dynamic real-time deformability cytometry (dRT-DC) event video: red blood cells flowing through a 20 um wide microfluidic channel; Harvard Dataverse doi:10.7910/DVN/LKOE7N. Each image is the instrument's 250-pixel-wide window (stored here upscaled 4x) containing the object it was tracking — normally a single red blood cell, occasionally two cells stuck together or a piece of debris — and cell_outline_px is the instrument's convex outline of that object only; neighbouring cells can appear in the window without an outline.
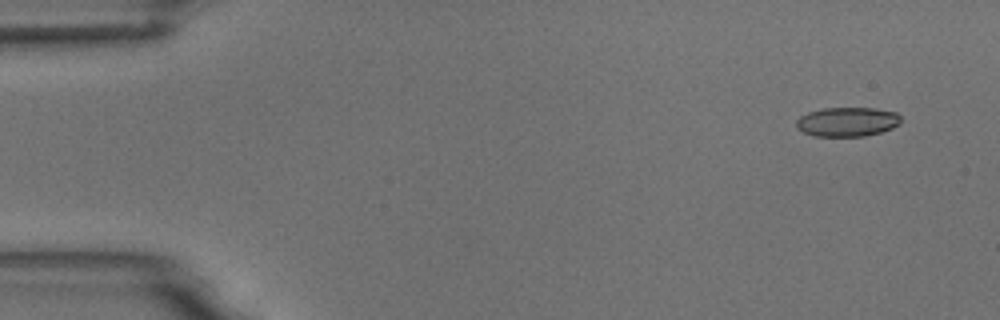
{"species": "common noctule bat (a hibernating species)", "species_latin": "Nyctalus noctula", "temperature_condition": "room temperature", "stored_images_in_passage": 4, "camera_frame_rate_fps": 3000, "um_per_image_px": 0.085, "animal": {"sex": "male", "body_mass_g": 18.8}, "frame": {"image": 1, "passage_image": 1, "time_ms": 0.0, "image_size_px": [1000, 320], "cell_outline_px": [[900, 124], [892, 128], [880, 132], [864, 136], [812, 136], [796, 128], [796, 120], [800, 116], [808, 112], [824, 108], [876, 108], [896, 112], [900, 116]], "centroid_in_image_um": [72.01, 10.35], "position_along_channel_um": 13.0, "area_um2": 17.92}}
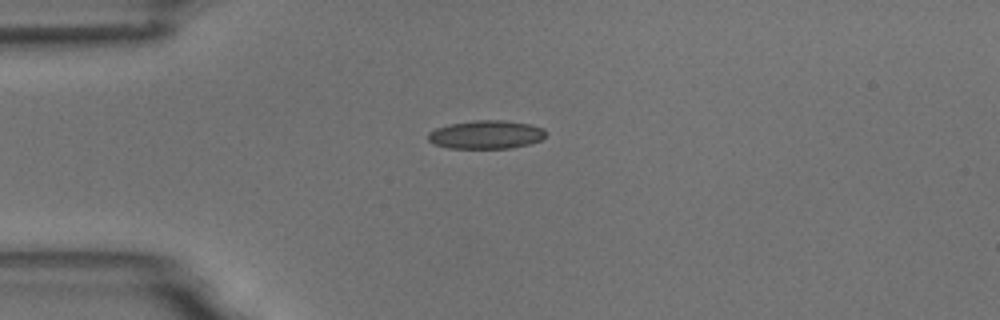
{"frame": {"image": 2, "passage_image": 4, "time_ms": 3.333, "image_size_px": [1000, 320], "cell_outline_px": [[548, 132], [540, 140], [528, 144], [512, 148], [448, 148], [432, 144], [428, 140], [428, 132], [436, 128], [448, 124], [476, 120], [504, 120], [528, 124], [544, 128]], "centroid_in_image_um": [41.3, 11.44], "position_along_channel_um": 43.7, "area_um2": 19.59}}